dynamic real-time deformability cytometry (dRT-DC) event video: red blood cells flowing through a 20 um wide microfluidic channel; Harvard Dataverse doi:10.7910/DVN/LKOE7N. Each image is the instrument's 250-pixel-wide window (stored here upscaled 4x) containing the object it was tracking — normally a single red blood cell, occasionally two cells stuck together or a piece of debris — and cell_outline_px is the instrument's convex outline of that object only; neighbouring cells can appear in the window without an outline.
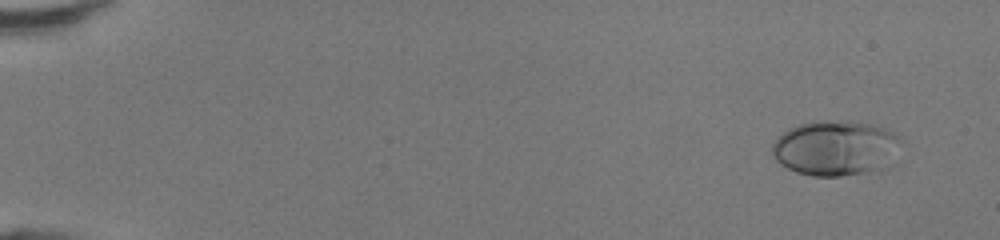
{"species": "human", "species_latin": "Homo sapiens", "temperature_condition": "room temperature", "stored_images_in_passage": 46, "camera_frame_rate_fps": 3000, "um_per_image_px": 0.085, "donor": {"sex": "female"}, "frame": {"image": 1, "passage_image": 1, "time_ms": 0.0, "image_size_px": [1000, 240], "cell_outline_px": [[900, 140], [888, 168], [880, 172], [840, 176], [812, 176], [796, 172], [780, 164], [772, 156], [772, 144], [788, 128], [812, 120], [848, 120], [872, 124], [884, 128], [892, 132]], "centroid_in_image_um": [71.01, 12.59], "position_along_channel_um": 14.0, "area_um2": 41.96}}
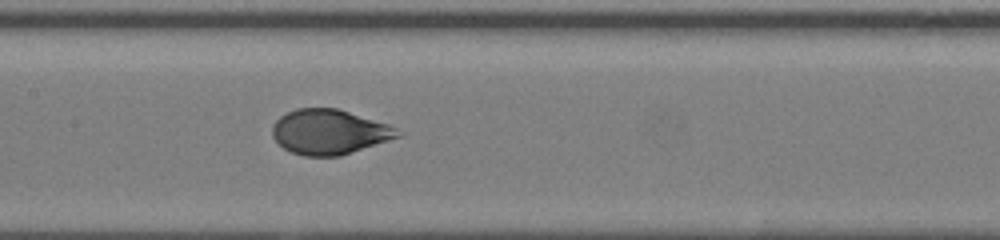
{"frame": {"image": 2, "passage_image": 23, "time_ms": 7.333, "image_size_px": [1000, 240], "cell_outline_px": [[408, 132], [400, 136], [340, 156], [304, 156], [292, 152], [284, 148], [272, 136], [272, 128], [276, 120], [280, 116], [296, 108], [336, 108], [388, 124]], "centroid_in_image_um": [28.01, 11.21], "position_along_channel_um": 179.4, "area_um2": 32.71}}
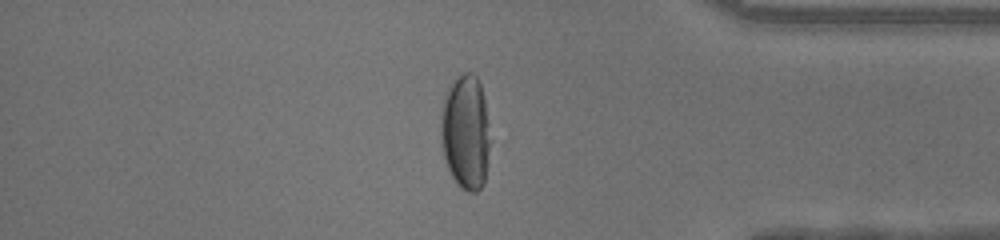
{"frame": {"image": 3, "passage_image": 39, "time_ms": 12.667, "image_size_px": [1000, 240], "cell_outline_px": [[488, 148], [484, 184], [476, 192], [468, 192], [460, 188], [456, 184], [448, 168], [444, 156], [440, 136], [440, 112], [444, 92], [452, 80], [464, 72], [472, 72], [476, 76], [480, 84], [484, 96], [488, 124]], "centroid_in_image_um": [39.53, 11.19], "position_along_channel_um": 395.7, "area_um2": 33.29}, "authors_computed_cell_mechanics": {"area_um2": 35.0557, "velocity_mm_per_s": 4.3632, "shape_relaxation_time_tau1_ms": 3.9691, "shape_relaxation_time_tau2_ms": null, "deformation_change_tau1": 0.2056, "deformation_change_tau2": null}}